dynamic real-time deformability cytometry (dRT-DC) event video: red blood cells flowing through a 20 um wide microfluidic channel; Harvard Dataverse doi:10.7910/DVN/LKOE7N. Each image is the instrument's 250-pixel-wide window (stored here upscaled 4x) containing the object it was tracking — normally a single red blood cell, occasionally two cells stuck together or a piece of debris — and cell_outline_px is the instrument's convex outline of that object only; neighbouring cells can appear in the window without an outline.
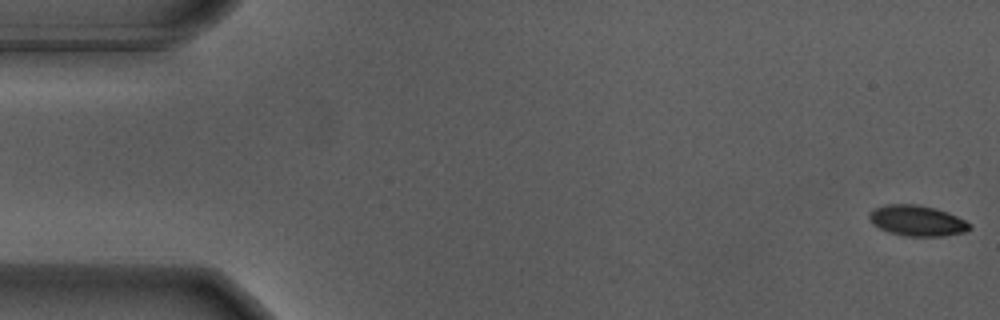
{"species": "Egyptian fruit bat (a non-hibernating species)", "species_latin": "Rousettus aegyptiacus", "temperature_condition": "warm", "stored_images_in_passage": 57, "camera_frame_rate_fps": 3000, "um_per_image_px": 0.085, "animal": {"sex": "male"}, "frame": {"image": 1, "passage_image": 1, "time_ms": 0.0, "image_size_px": [1000, 320], "cell_outline_px": [[972, 228], [964, 232], [944, 236], [904, 236], [888, 232], [880, 228], [868, 216], [868, 212], [876, 208], [888, 204], [916, 204], [936, 208], [948, 212], [972, 224]], "centroid_in_image_um": [77.99, 18.76], "position_along_channel_um": 7.0, "area_um2": 17.86}}
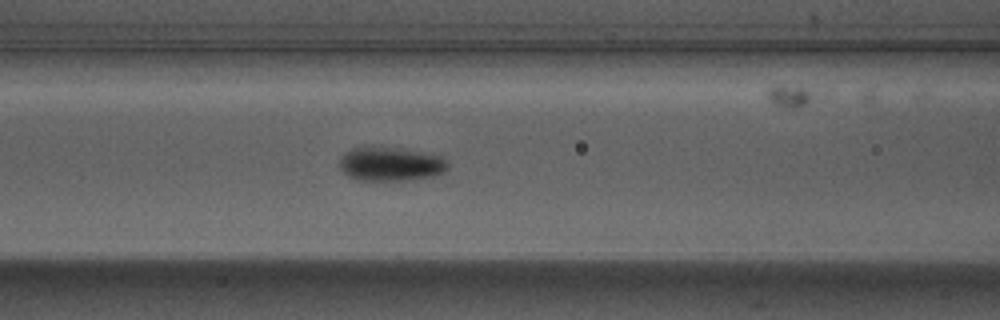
{"frame": {"image": 2, "passage_image": 23, "time_ms": 7.333, "image_size_px": [1000, 320], "cell_outline_px": [[448, 168], [444, 172], [432, 176], [408, 180], [356, 180], [348, 176], [340, 168], [340, 156], [344, 152], [352, 148], [388, 148], [416, 152], [440, 156], [448, 164]], "centroid_in_image_um": [33.15, 13.97], "position_along_channel_um": 133.4, "area_um2": 20.81}}
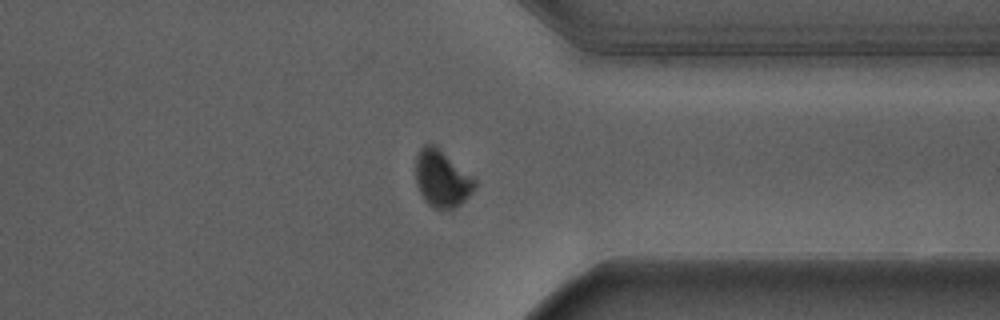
{"frame": {"image": 3, "passage_image": 43, "time_ms": 14.0, "image_size_px": [1000, 320], "cell_outline_px": [[476, 188], [460, 204], [448, 212], [444, 212], [432, 208], [424, 200], [416, 184], [416, 156], [420, 148], [424, 144], [436, 144], [476, 180]], "centroid_in_image_um": [37.55, 15.21], "position_along_channel_um": 373.8, "area_um2": 20.0}, "authors_computed_cell_mechanics": {"area_um2": 19.5942, "velocity_mm_per_s": 3.6842, "shape_relaxation_time_tau1_ms": 2.6255, "shape_relaxation_time_tau2_ms": null, "deformation_change_tau1": 0.1219, "deformation_change_tau2": null}}